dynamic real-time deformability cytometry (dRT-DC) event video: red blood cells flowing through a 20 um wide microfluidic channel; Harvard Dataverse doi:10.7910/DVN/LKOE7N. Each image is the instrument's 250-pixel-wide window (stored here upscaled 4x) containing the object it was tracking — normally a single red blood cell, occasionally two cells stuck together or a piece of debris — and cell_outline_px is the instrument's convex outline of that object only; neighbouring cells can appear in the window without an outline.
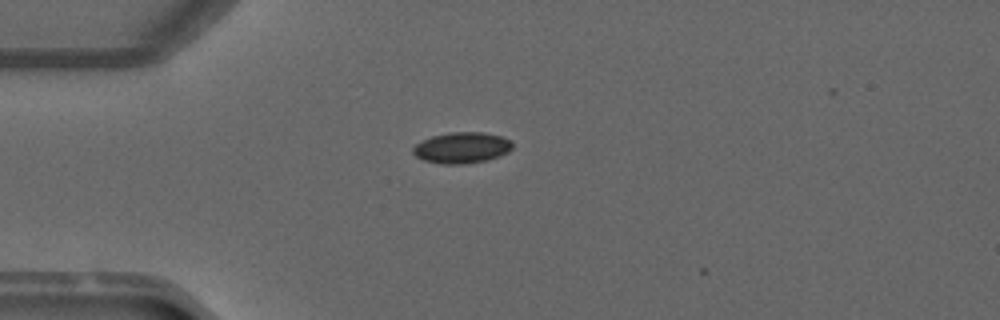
{"species": "common noctule bat (a hibernating species)", "species_latin": "Nyctalus noctula", "temperature_condition": "warm", "stored_images_in_passage": 3, "camera_frame_rate_fps": 3000, "um_per_image_px": 0.085, "animal": {"sex": "male", "forearm_length_mm": 52.5}, "frame": {"image": 1, "passage_image": 1, "time_ms": 0.0, "image_size_px": [1000, 320], "cell_outline_px": [[512, 148], [508, 152], [500, 156], [488, 160], [464, 164], [440, 164], [424, 160], [416, 156], [412, 152], [412, 148], [416, 144], [432, 136], [452, 132], [484, 132], [500, 136], [508, 140], [512, 144]], "centroid_in_image_um": [39.25, 12.57], "position_along_channel_um": 45.8, "area_um2": 17.92}}